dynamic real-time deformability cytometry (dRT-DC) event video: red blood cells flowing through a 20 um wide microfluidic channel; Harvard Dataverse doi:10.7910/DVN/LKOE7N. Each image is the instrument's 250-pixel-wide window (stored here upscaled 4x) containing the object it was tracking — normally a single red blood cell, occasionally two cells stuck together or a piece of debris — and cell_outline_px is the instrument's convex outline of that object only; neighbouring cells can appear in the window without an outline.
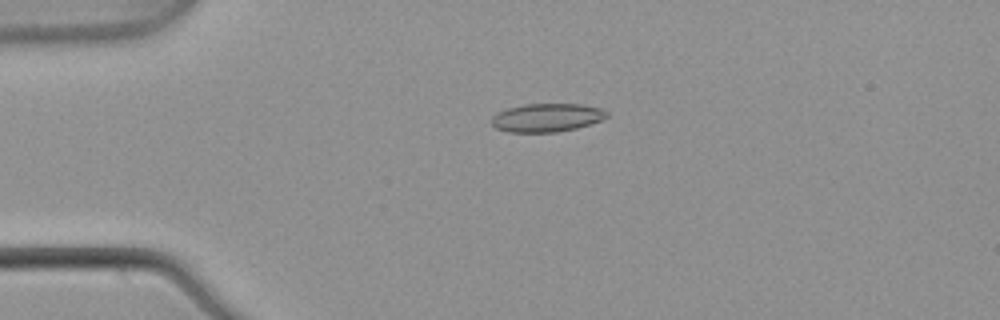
{"species": "common noctule bat (a hibernating species)", "species_latin": "Nyctalus noctula", "temperature_condition": "warm", "stored_images_in_passage": 53, "camera_frame_rate_fps": 3000, "um_per_image_px": 0.085, "animal": {"sex": "male", "body_mass_g": 21.5, "forearm_length_mm": 52.0}, "frame": {"image": 1, "passage_image": 13, "time_ms": 4.0, "image_size_px": [1000, 320], "cell_outline_px": [[608, 116], [600, 120], [576, 128], [556, 132], [508, 132], [496, 128], [492, 124], [492, 116], [496, 112], [508, 108], [524, 104], [580, 104], [604, 108], [608, 112]], "centroid_in_image_um": [46.47, 9.99], "position_along_channel_um": 38.5, "area_um2": 19.07}}
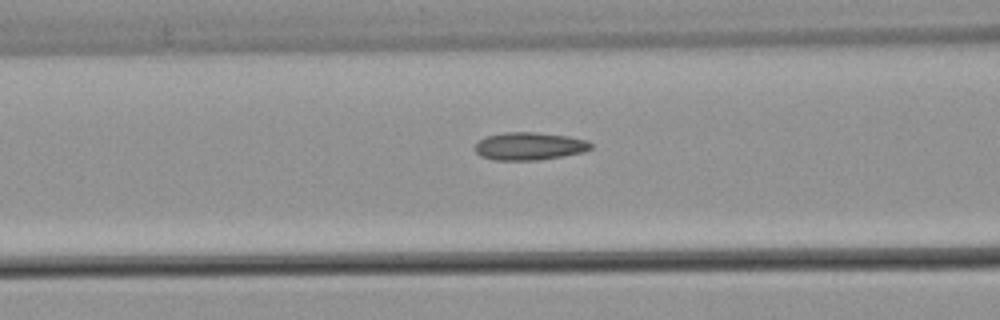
{"frame": {"image": 2, "passage_image": 22, "time_ms": 7.0, "image_size_px": [1000, 320], "cell_outline_px": [[592, 148], [584, 152], [540, 160], [492, 160], [480, 156], [476, 152], [476, 144], [484, 136], [504, 132], [536, 132], [568, 136], [588, 140], [592, 144]], "centroid_in_image_um": [45.0, 12.42], "position_along_channel_um": 121.6, "area_um2": 18.9}}
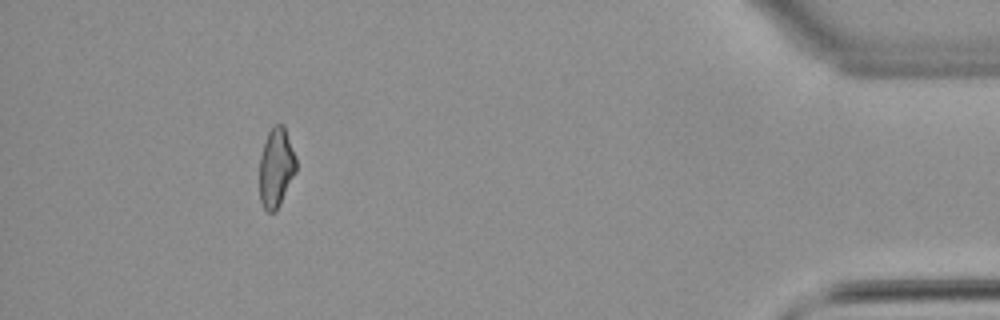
{"frame": {"image": 3, "passage_image": 49, "time_ms": 16.0, "image_size_px": [1000, 320], "cell_outline_px": [[296, 172], [280, 204], [272, 212], [268, 212], [264, 208], [260, 200], [260, 156], [268, 132], [276, 124], [284, 124], [296, 156]], "centroid_in_image_um": [23.49, 14.22], "position_along_channel_um": 411.7, "area_um2": 16.82}, "authors_computed_cell_mechanics": {"area_um2": 18.1492, "velocity_mm_per_s": 3.8927, "shape_relaxation_time_tau1_ms": 10.5114, "shape_relaxation_time_tau2_ms": 2.5535, "deformation_change_tau1": 0.2178, "deformation_change_tau2": 0.1077}}